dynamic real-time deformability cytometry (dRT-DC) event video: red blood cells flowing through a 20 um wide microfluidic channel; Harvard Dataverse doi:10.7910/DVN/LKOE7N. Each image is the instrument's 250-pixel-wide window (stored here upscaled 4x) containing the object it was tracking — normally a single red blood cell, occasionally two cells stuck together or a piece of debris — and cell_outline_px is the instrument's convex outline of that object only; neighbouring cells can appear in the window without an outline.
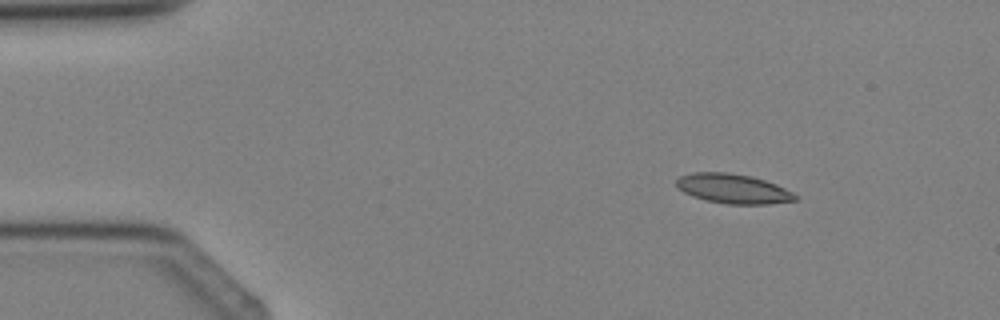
{"species": "Egyptian fruit bat (a non-hibernating species)", "species_latin": "Rousettus aegyptiacus", "temperature_condition": "cold", "stored_images_in_passage": 4, "camera_frame_rate_fps": 3000, "um_per_image_px": 0.085, "animal": {"sex": "female"}, "frame": {"image": 1, "passage_image": 2, "time_ms": 1.0, "image_size_px": [1000, 320], "cell_outline_px": [[800, 200], [768, 204], [728, 204], [704, 200], [692, 196], [684, 192], [676, 184], [676, 180], [680, 176], [692, 172], [728, 172], [752, 176], [776, 184], [792, 192]], "centroid_in_image_um": [62.32, 16.04], "position_along_channel_um": 22.7, "area_um2": 20.52}}